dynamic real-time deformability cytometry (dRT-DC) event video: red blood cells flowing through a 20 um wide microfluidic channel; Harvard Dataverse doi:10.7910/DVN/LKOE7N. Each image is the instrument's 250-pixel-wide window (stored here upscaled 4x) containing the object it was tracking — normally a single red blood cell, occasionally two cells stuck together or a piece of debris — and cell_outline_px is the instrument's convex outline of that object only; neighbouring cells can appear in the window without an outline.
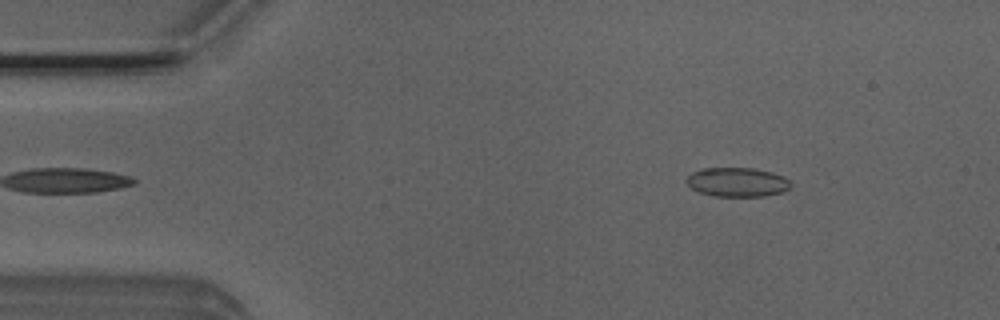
{"species": "Egyptian fruit bat (a non-hibernating species)", "species_latin": "Rousettus aegyptiacus", "temperature_condition": "room temperature", "stored_images_in_passage": 49, "camera_frame_rate_fps": 3000, "um_per_image_px": 0.085, "animal": {"sex": "male"}, "frame": {"image": 1, "passage_image": 5, "time_ms": 1.333, "image_size_px": [1000, 320], "cell_outline_px": [[792, 184], [784, 192], [764, 196], [712, 196], [700, 192], [692, 188], [684, 180], [692, 172], [700, 168], [752, 168], [772, 172], [784, 176]], "centroid_in_image_um": [62.66, 15.48], "position_along_channel_um": 22.3, "area_um2": 17.8}}
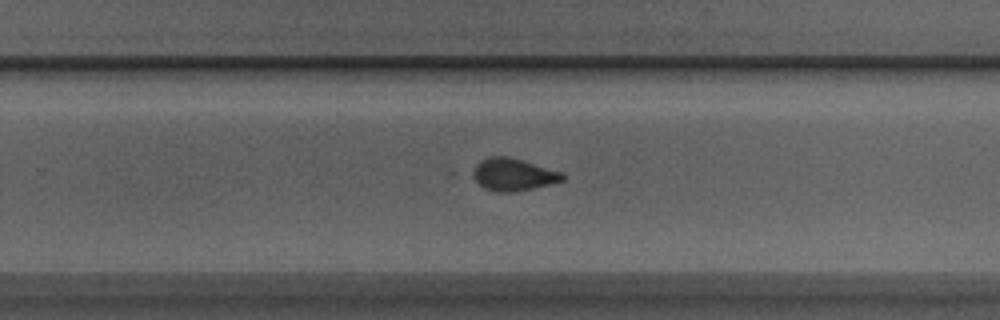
{"frame": {"image": 2, "passage_image": 30, "time_ms": 9.667, "image_size_px": [1000, 320], "cell_outline_px": [[564, 180], [532, 188], [512, 192], [500, 192], [484, 188], [468, 176], [468, 172], [480, 160], [488, 156], [508, 156], [524, 160], [564, 172]], "centroid_in_image_um": [43.54, 14.81], "position_along_channel_um": 286.3, "area_um2": 17.34}}
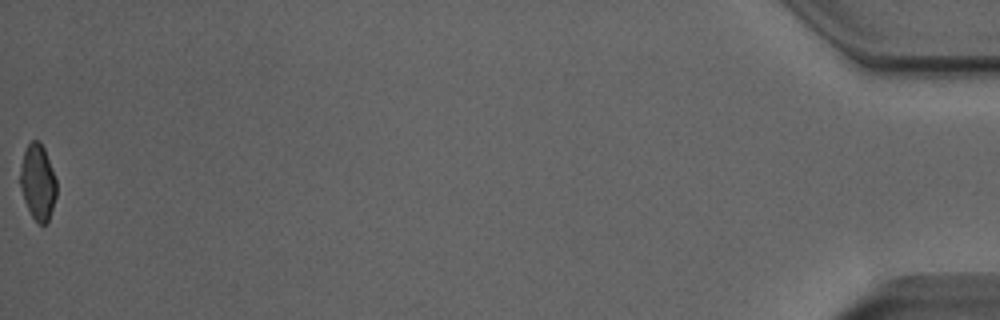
{"frame": {"image": 3, "passage_image": 49, "time_ms": 16.0, "image_size_px": [1000, 320], "cell_outline_px": [[56, 196], [48, 220], [44, 224], [40, 224], [32, 216], [24, 200], [20, 184], [20, 168], [24, 152], [28, 144], [32, 140], [40, 140], [44, 148], [56, 180]], "centroid_in_image_um": [3.21, 15.45], "position_along_channel_um": 432.0, "area_um2": 15.72}}